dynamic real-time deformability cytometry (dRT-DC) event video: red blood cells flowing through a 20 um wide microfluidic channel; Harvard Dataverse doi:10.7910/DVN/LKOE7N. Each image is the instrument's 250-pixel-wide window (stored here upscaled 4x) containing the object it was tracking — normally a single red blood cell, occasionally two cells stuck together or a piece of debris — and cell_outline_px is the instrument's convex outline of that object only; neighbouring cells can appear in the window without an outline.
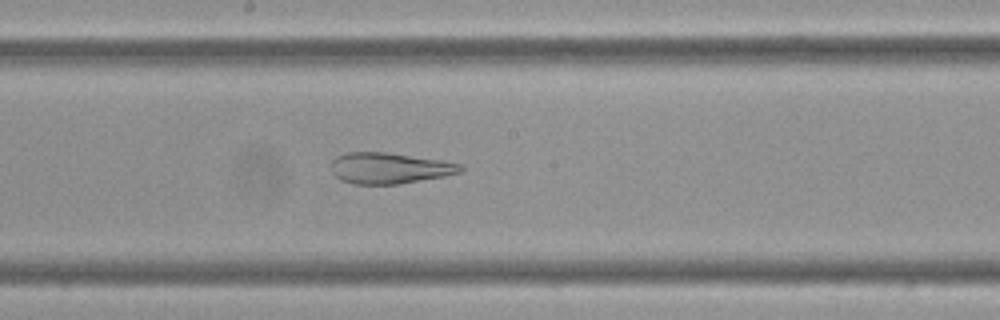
{"species": "Egyptian fruit bat (a non-hibernating species)", "species_latin": "Rousettus aegyptiacus", "temperature_condition": "cold", "stored_images_in_passage": 59, "camera_frame_rate_fps": 3000, "um_per_image_px": 0.085, "frame": {"image": 1, "passage_image": 32, "time_ms": 10.333, "image_size_px": [1000, 320], "cell_outline_px": [[464, 168], [460, 172], [444, 176], [400, 184], [352, 184], [340, 180], [332, 172], [332, 160], [336, 156], [348, 152], [388, 152], [440, 160], [464, 164]], "centroid_in_image_um": [33.1, 14.29], "position_along_channel_um": 215.1, "area_um2": 23.47}}
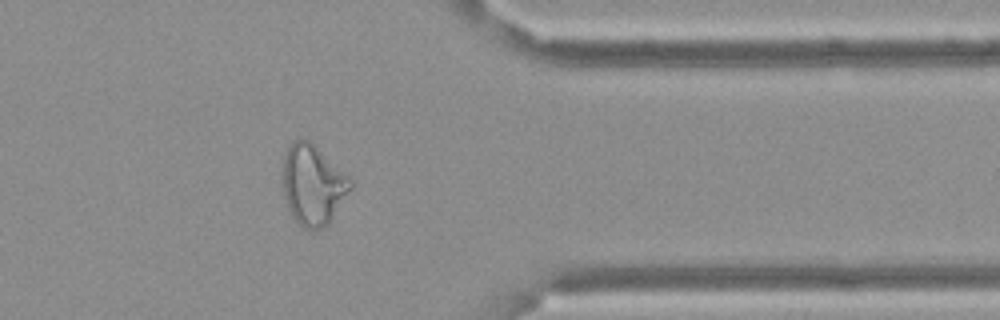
{"frame": {"image": 2, "passage_image": 48, "time_ms": 15.667, "image_size_px": [1000, 320], "cell_outline_px": [[352, 188], [328, 224], [324, 228], [304, 228], [292, 216], [284, 196], [284, 152], [292, 140], [300, 136], [308, 140], [348, 176], [352, 180]], "centroid_in_image_um": [26.59, 15.68], "position_along_channel_um": 384.8, "area_um2": 31.15}}
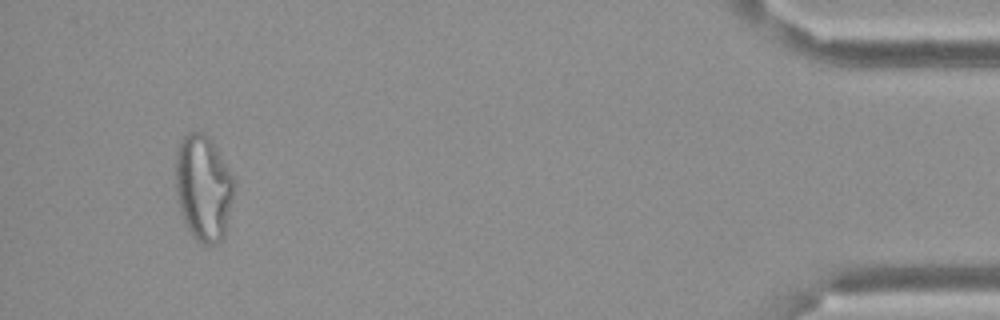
{"frame": {"image": 3, "passage_image": 56, "time_ms": 18.333, "image_size_px": [1000, 320], "cell_outline_px": [[236, 184], [224, 236], [216, 244], [200, 244], [192, 236], [184, 220], [176, 196], [176, 152], [180, 140], [188, 132], [204, 132], [212, 140], [236, 180]], "centroid_in_image_um": [17.3, 15.95], "position_along_channel_um": 417.9, "area_um2": 36.41}}